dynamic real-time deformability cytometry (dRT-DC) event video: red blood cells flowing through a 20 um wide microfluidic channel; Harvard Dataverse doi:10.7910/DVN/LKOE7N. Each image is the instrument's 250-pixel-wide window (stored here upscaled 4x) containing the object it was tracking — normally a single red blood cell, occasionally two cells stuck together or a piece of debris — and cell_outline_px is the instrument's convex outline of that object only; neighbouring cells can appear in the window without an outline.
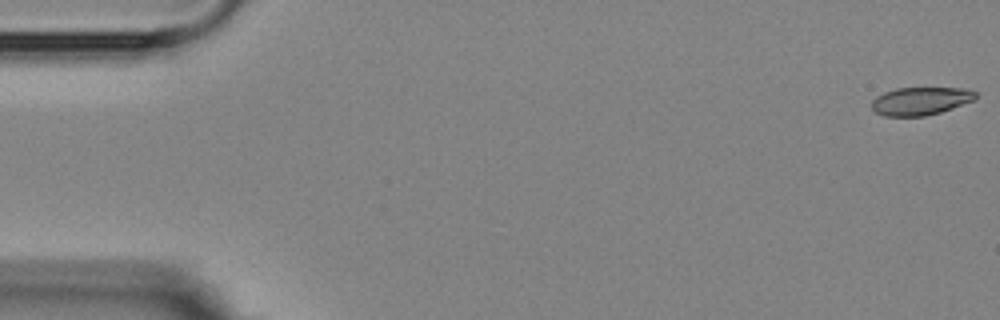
{"species": "Egyptian fruit bat (a non-hibernating species)", "species_latin": "Rousettus aegyptiacus", "temperature_condition": "room temperature", "stored_images_in_passage": 5, "camera_frame_rate_fps": 3000, "um_per_image_px": 0.085, "animal": {"sex": "female"}, "frame": {"image": 1, "passage_image": 1, "time_ms": 0.0, "image_size_px": [1000, 320], "cell_outline_px": [[976, 96], [972, 100], [952, 108], [940, 112], [924, 116], [884, 116], [876, 112], [872, 108], [872, 100], [876, 96], [884, 92], [896, 88], [968, 88], [976, 92]], "centroid_in_image_um": [78.22, 8.58], "position_along_channel_um": 6.8, "area_um2": 16.82}}
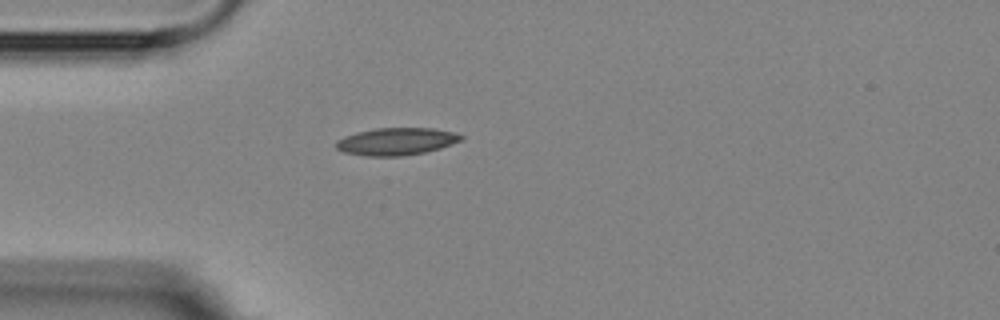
{"frame": {"image": 2, "passage_image": 5, "time_ms": 4.667, "image_size_px": [1000, 320], "cell_outline_px": [[464, 136], [460, 140], [440, 148], [424, 152], [400, 156], [364, 156], [344, 152], [336, 148], [336, 140], [344, 136], [356, 132], [376, 128], [432, 128], [452, 132]], "centroid_in_image_um": [33.63, 12.02], "position_along_channel_um": 51.4, "area_um2": 19.77}}